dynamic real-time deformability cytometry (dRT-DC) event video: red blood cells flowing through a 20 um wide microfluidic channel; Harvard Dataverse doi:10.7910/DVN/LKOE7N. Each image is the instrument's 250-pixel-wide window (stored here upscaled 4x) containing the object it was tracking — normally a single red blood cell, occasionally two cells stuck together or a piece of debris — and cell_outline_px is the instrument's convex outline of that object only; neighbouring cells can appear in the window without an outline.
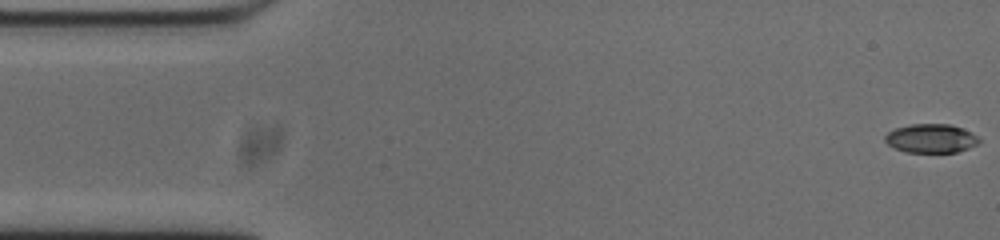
{"species": "common noctule bat (a hibernating species)", "species_latin": "Nyctalus noctula", "temperature_condition": "cold", "stored_images_in_passage": 54, "camera_frame_rate_fps": 3000, "um_per_image_px": 0.085, "animal": {"sex": "male", "body_mass_g": 20.0, "forearm_length_mm": 53.3}, "frame": {"image": 1, "passage_image": 1, "time_ms": 0.0, "image_size_px": [1000, 240], "cell_outline_px": [[980, 144], [956, 152], [904, 152], [892, 148], [884, 140], [884, 136], [888, 132], [896, 128], [912, 124], [948, 124], [960, 128], [976, 136], [980, 140]], "centroid_in_image_um": [79.09, 11.78], "position_along_channel_um": 5.9, "area_um2": 15.72}}
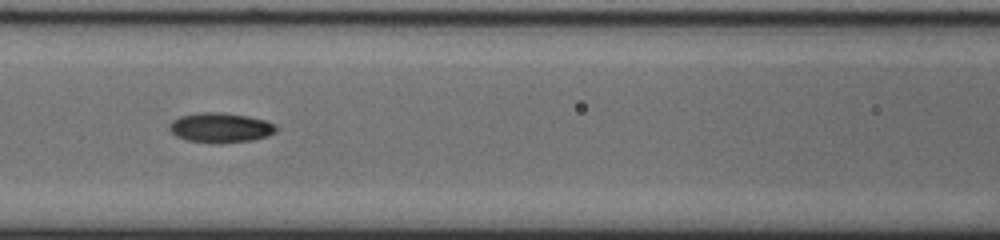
{"frame": {"image": 2, "passage_image": 22, "time_ms": 7.0, "image_size_px": [1000, 240], "cell_outline_px": [[276, 132], [268, 136], [252, 140], [188, 140], [176, 136], [168, 128], [168, 124], [172, 120], [180, 116], [200, 112], [220, 112], [248, 116], [264, 120], [276, 124]], "centroid_in_image_um": [18.74, 10.79], "position_along_channel_um": 147.9, "area_um2": 17.74}}
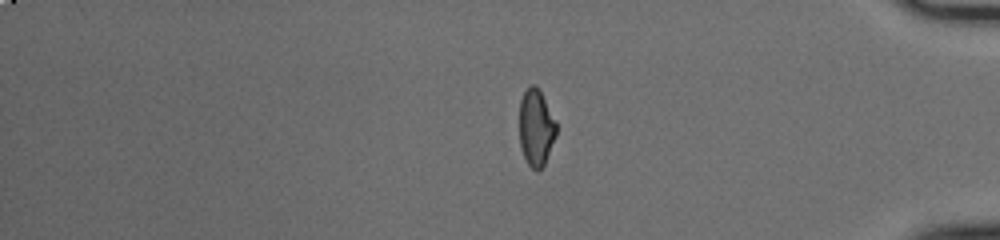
{"frame": {"image": 3, "passage_image": 44, "time_ms": 14.333, "image_size_px": [1000, 240], "cell_outline_px": [[556, 136], [544, 164], [536, 172], [528, 164], [520, 148], [520, 100], [524, 92], [532, 84], [536, 84], [540, 88], [556, 120]], "centroid_in_image_um": [45.57, 10.81], "position_along_channel_um": 389.6, "area_um2": 16.65}, "authors_computed_cell_mechanics": {"area_um2": 17.2244, "velocity_mm_per_s": 3.754, "shape_relaxation_time_tau1_ms": null, "shape_relaxation_time_tau2_ms": 4.2787, "deformation_change_tau1": null, "deformation_change_tau2": 0.0892}}